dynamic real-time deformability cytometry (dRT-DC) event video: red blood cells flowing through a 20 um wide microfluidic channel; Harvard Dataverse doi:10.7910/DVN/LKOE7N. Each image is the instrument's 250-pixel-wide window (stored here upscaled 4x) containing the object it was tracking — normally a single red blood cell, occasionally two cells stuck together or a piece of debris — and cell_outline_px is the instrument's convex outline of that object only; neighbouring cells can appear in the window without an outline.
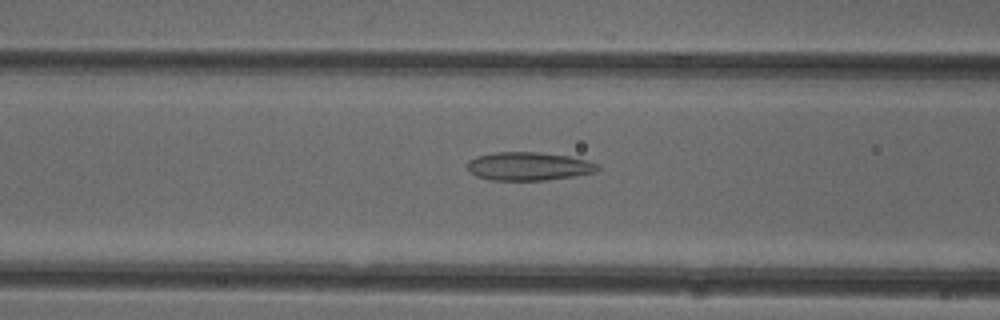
{"species": "common noctule bat (a hibernating species)", "species_latin": "Nyctalus noctula", "temperature_condition": "cold", "stored_images_in_passage": 51, "camera_frame_rate_fps": 3000, "um_per_image_px": 0.085, "animal": {"sex": "female"}, "frame": {"image": 1, "passage_image": 20, "time_ms": 6.333, "image_size_px": [1000, 320], "cell_outline_px": [[600, 168], [596, 172], [572, 176], [544, 180], [492, 180], [476, 176], [468, 168], [468, 160], [476, 156], [496, 152], [536, 152], [568, 156], [588, 160], [596, 164]], "centroid_in_image_um": [44.93, 14.13], "position_along_channel_um": 121.7, "area_um2": 21.33}}
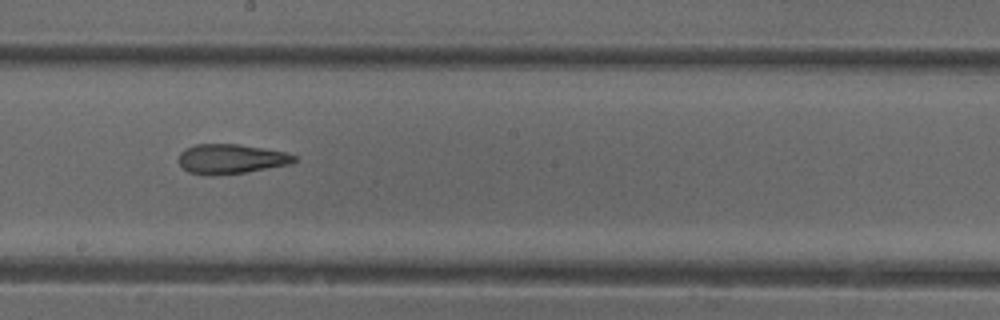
{"frame": {"image": 2, "passage_image": 28, "time_ms": 9.0, "image_size_px": [1000, 320], "cell_outline_px": [[296, 160], [292, 164], [244, 172], [188, 172], [180, 164], [180, 152], [196, 144], [236, 144], [264, 148], [288, 152], [296, 156]], "centroid_in_image_um": [19.74, 13.46], "position_along_channel_um": 228.5, "area_um2": 19.07}}
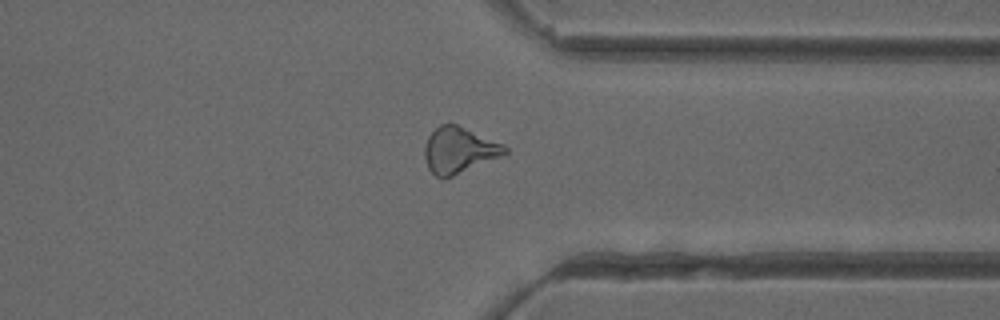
{"frame": {"image": 3, "passage_image": 39, "time_ms": 12.667, "image_size_px": [1000, 320], "cell_outline_px": [[508, 152], [500, 156], [444, 180], [436, 176], [428, 168], [424, 156], [424, 148], [428, 136], [440, 124], [456, 124], [504, 144], [508, 148]], "centroid_in_image_um": [38.99, 12.78], "position_along_channel_um": 372.4, "area_um2": 21.39}, "authors_computed_cell_mechanics": {"area_um2": 21.4438, "velocity_mm_per_s": 4.0015, "shape_relaxation_time_tau1_ms": null, "shape_relaxation_time_tau2_ms": 2.5906, "deformation_change_tau1": null, "deformation_change_tau2": 0.119}}